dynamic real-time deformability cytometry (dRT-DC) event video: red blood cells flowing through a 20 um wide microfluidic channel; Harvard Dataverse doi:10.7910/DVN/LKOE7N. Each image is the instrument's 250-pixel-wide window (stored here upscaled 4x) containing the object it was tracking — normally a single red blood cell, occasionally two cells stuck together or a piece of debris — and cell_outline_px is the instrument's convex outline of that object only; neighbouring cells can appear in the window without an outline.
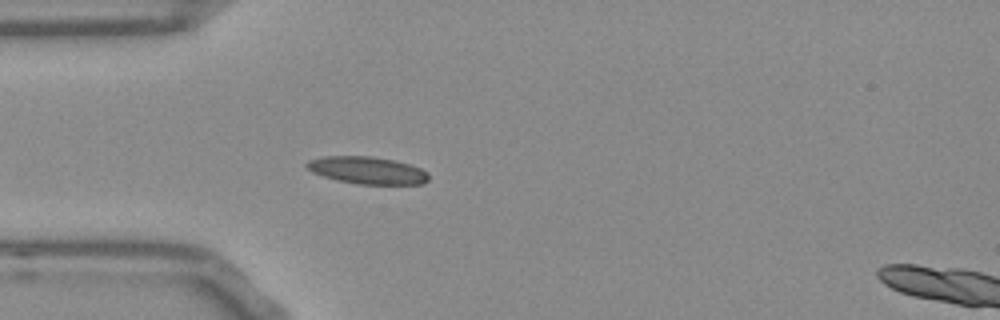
{"species": "Egyptian fruit bat (a non-hibernating species)", "species_latin": "Rousettus aegyptiacus", "temperature_condition": "room temperature", "stored_images_in_passage": 39, "camera_frame_rate_fps": 3000, "um_per_image_px": 0.085, "frame": {"image": 1, "passage_image": 1, "time_ms": 0.0, "image_size_px": [1000, 320], "cell_outline_px": [[428, 180], [424, 184], [356, 184], [336, 180], [312, 172], [304, 164], [308, 160], [324, 156], [368, 156], [392, 160], [408, 164], [420, 168], [428, 172]], "centroid_in_image_um": [31.2, 14.48], "position_along_channel_um": 53.8, "area_um2": 19.31}}
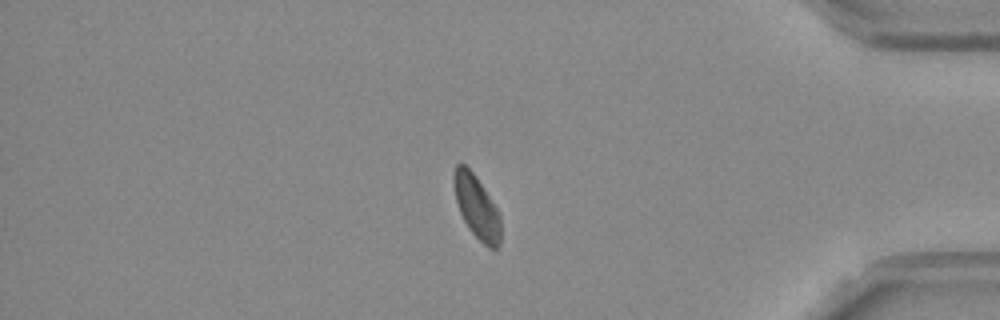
{"frame": {"image": 2, "passage_image": 31, "time_ms": 10.0, "image_size_px": [1000, 320], "cell_outline_px": [[500, 244], [496, 248], [488, 248], [468, 228], [460, 212], [456, 200], [452, 180], [452, 176], [456, 164], [464, 164], [472, 172], [496, 208], [500, 216]], "centroid_in_image_um": [40.49, 17.6], "position_along_channel_um": 394.7, "area_um2": 16.82}}
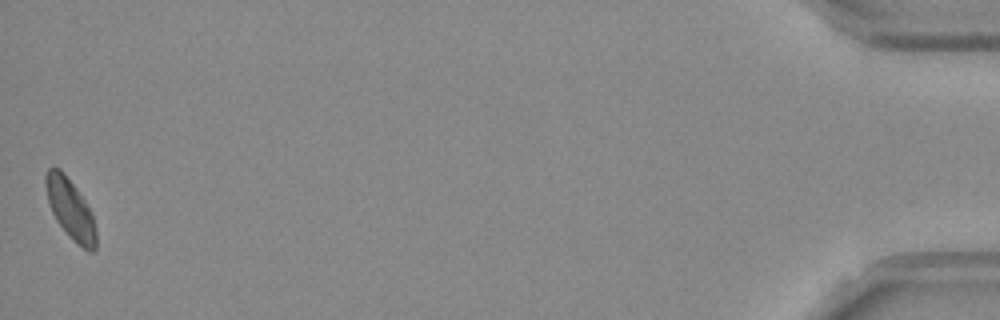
{"frame": {"image": 3, "passage_image": 39, "time_ms": 12.667, "image_size_px": [1000, 320], "cell_outline_px": [[96, 248], [92, 252], [88, 252], [56, 220], [52, 212], [48, 200], [44, 180], [44, 176], [48, 168], [60, 168], [76, 188], [92, 212], [96, 228]], "centroid_in_image_um": [5.99, 17.73], "position_along_channel_um": 429.2, "area_um2": 17.17}, "authors_computed_cell_mechanics": {"area_um2": 17.6868, "velocity_mm_per_s": 3.794, "shape_relaxation_time_tau1_ms": 11.1051, "shape_relaxation_time_tau2_ms": 8.5471, "deformation_change_tau1": 0.161, "deformation_change_tau2": 0.1333}}